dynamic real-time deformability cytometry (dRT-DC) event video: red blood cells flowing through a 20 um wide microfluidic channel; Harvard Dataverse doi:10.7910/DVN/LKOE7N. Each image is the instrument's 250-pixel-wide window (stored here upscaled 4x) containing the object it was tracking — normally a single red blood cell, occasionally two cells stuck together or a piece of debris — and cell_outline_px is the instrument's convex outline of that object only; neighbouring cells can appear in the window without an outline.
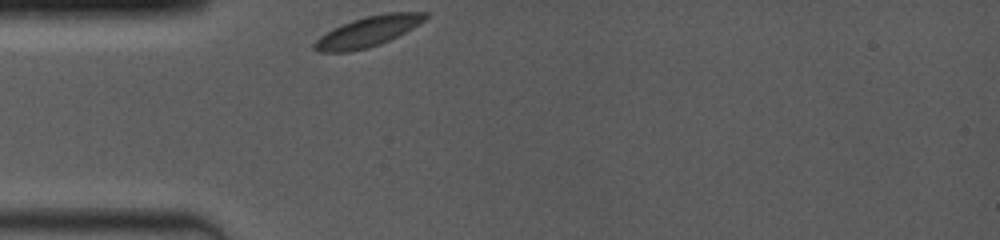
{"species": "common noctule bat (a hibernating species)", "species_latin": "Nyctalus noctula", "temperature_condition": "room temperature", "stored_images_in_passage": 22, "camera_frame_rate_fps": 4000, "um_per_image_px": 0.085, "animal": {"sex": "female", "body_mass_g": 19.0, "forearm_length_mm": 53.3}, "frame": {"image": 1, "passage_image": 1, "time_ms": 0.0, "image_size_px": [1000, 240], "cell_outline_px": [[428, 16], [424, 20], [412, 28], [380, 44], [368, 48], [348, 52], [320, 52], [312, 48], [312, 44], [320, 36], [352, 20], [364, 16], [388, 12], [428, 12]], "centroid_in_image_um": [31.26, 2.68], "position_along_channel_um": 53.7, "area_um2": 19.31}}
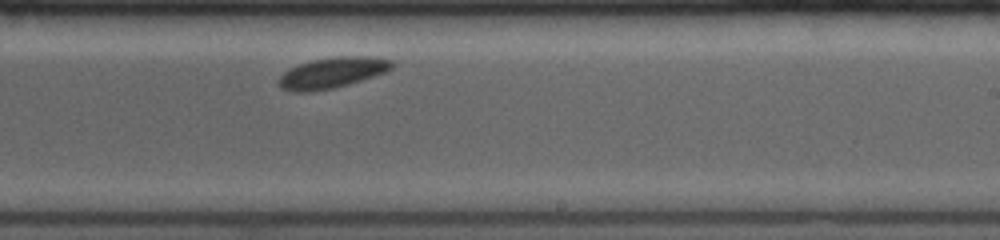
{"frame": {"image": 2, "passage_image": 10, "time_ms": 5.75, "image_size_px": [1000, 240], "cell_outline_px": [[392, 68], [384, 72], [348, 84], [332, 88], [312, 92], [292, 92], [280, 88], [280, 76], [284, 72], [300, 64], [312, 60], [336, 56], [368, 56], [392, 60]], "centroid_in_image_um": [28.22, 6.18], "position_along_channel_um": 260.8, "area_um2": 19.94}}
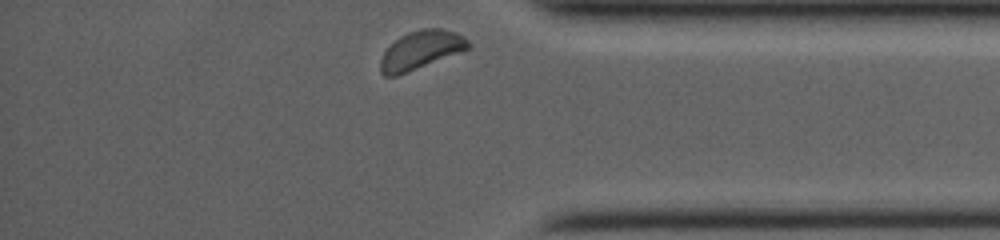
{"frame": {"image": 3, "passage_image": 22, "time_ms": 9.5, "image_size_px": [1000, 240], "cell_outline_px": [[472, 48], [408, 72], [396, 76], [384, 76], [380, 72], [380, 60], [384, 52], [400, 36], [408, 32], [420, 28], [440, 28], [456, 32], [464, 36], [472, 44]], "centroid_in_image_um": [35.81, 4.25], "position_along_channel_um": 399.4, "area_um2": 19.83}}